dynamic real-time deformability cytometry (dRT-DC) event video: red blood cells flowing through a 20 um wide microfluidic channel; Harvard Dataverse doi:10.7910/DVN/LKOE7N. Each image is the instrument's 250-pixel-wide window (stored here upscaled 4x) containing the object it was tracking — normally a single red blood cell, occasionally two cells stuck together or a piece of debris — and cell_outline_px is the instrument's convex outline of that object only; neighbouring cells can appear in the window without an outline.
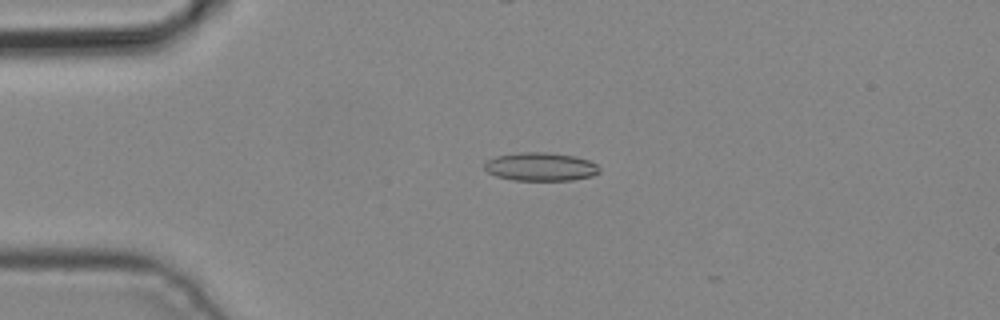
{"species": "common noctule bat (a hibernating species)", "species_latin": "Nyctalus noctula", "temperature_condition": "cold", "stored_images_in_passage": 4, "camera_frame_rate_fps": 3000, "um_per_image_px": 0.085, "animal": {"sex": "male", "body_mass_g": 19.2, "forearm_length_mm": 51.8}, "frame": {"image": 1, "passage_image": 3, "time_ms": 0.667, "image_size_px": [1000, 320], "cell_outline_px": [[600, 172], [592, 176], [572, 180], [512, 180], [496, 176], [488, 172], [484, 168], [484, 164], [488, 160], [496, 156], [520, 152], [548, 152], [576, 156], [588, 160], [596, 164], [600, 168]], "centroid_in_image_um": [45.96, 14.17], "position_along_channel_um": 39.0, "area_um2": 19.07}}